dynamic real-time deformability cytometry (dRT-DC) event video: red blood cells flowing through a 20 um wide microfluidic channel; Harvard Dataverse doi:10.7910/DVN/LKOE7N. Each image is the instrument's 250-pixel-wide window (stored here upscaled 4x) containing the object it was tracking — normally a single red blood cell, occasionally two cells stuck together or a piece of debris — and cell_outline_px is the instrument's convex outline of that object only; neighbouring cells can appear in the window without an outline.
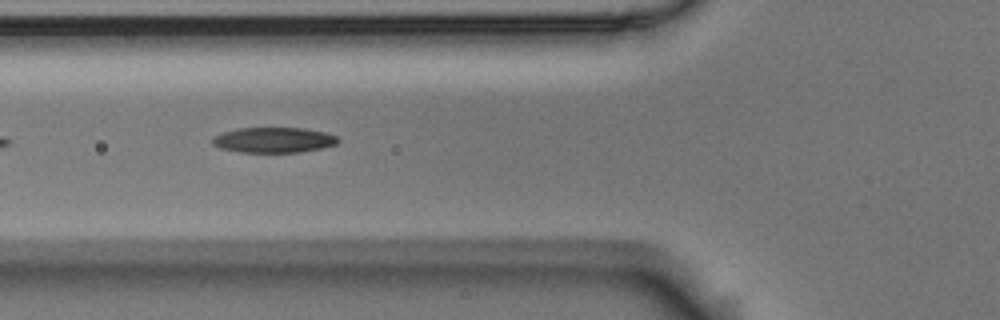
{"species": "Egyptian fruit bat (a non-hibernating species)", "species_latin": "Rousettus aegyptiacus", "temperature_condition": "room temperature", "stored_images_in_passage": 5, "camera_frame_rate_fps": 3000, "um_per_image_px": 0.085, "animal": {"sex": "male"}, "frame": {"image": 1, "passage_image": 4, "time_ms": 1.0, "image_size_px": [1000, 320], "cell_outline_px": [[340, 140], [336, 144], [320, 148], [300, 152], [240, 152], [220, 148], [212, 144], [212, 136], [236, 128], [304, 128], [324, 132], [336, 136]], "centroid_in_image_um": [23.23, 11.89], "position_along_channel_um": 102.6, "area_um2": 18.5}}
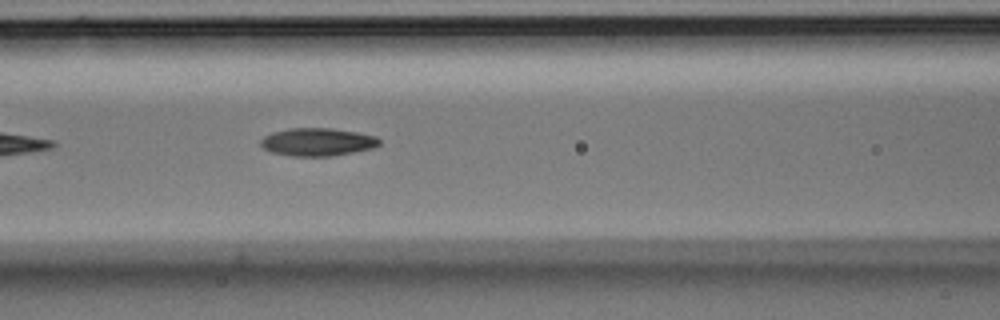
{"frame": {"image": 2, "passage_image": 5, "time_ms": 1.333, "image_size_px": [1000, 320], "cell_outline_px": [[380, 144], [372, 148], [352, 152], [328, 156], [292, 156], [272, 152], [264, 148], [260, 144], [260, 140], [264, 136], [272, 132], [288, 128], [332, 128], [356, 132], [376, 136], [380, 140]], "centroid_in_image_um": [26.96, 12.06], "position_along_channel_um": 139.6, "area_um2": 19.19}}